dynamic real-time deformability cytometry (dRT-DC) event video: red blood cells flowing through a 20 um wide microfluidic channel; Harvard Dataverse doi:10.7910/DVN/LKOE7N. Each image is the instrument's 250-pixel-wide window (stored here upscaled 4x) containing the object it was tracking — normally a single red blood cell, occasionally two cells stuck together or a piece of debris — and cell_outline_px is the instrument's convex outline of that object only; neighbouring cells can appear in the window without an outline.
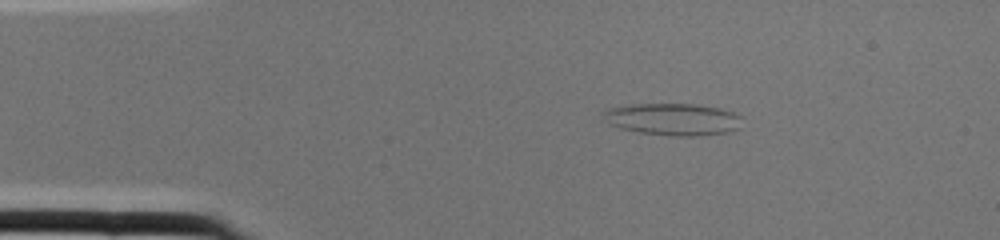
{"species": "common noctule bat (a hibernating species)", "species_latin": "Nyctalus noctula", "temperature_condition": "cold", "stored_images_in_passage": 1, "camera_frame_rate_fps": 3000, "um_per_image_px": 0.085, "animal": {"sex": "female", "body_mass_g": 22.0, "forearm_length_mm": 56.7}, "frame": {"image": 1, "passage_image": 1, "time_ms": 0.0, "image_size_px": [1000, 240], "cell_outline_px": [[744, 116], [740, 128], [732, 132], [696, 136], [676, 136], [640, 132], [620, 128], [608, 124], [604, 120], [600, 112], [612, 108], [632, 104], [696, 104], [720, 108], [736, 112]], "centroid_in_image_um": [57.27, 10.14], "position_along_channel_um": 27.7, "area_um2": 26.36}}